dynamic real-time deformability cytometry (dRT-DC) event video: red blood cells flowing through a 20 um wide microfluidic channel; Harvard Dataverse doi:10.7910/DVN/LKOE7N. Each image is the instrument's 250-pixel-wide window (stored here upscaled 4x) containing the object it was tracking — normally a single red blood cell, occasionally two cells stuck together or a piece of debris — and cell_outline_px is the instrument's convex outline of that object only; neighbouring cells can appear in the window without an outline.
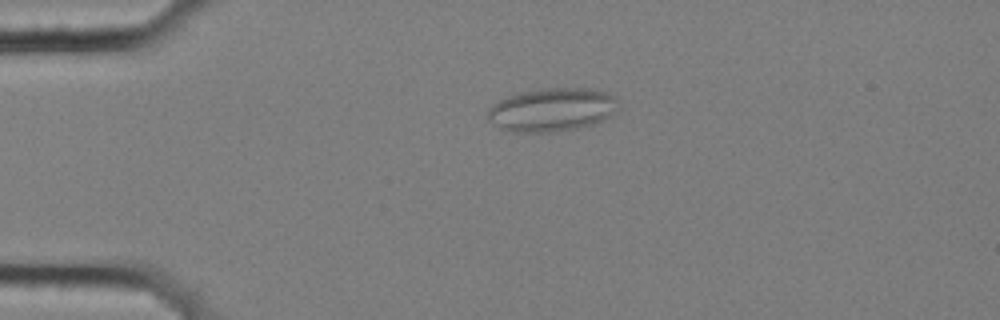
{"species": "common noctule bat (a hibernating species)", "species_latin": "Nyctalus noctula", "temperature_condition": "cold", "stored_images_in_passage": 56, "camera_frame_rate_fps": 3000, "um_per_image_px": 0.085, "animal": {"sex": "female", "body_mass_g": 25.1}, "frame": {"image": 1, "passage_image": 13, "time_ms": 4.0, "image_size_px": [1000, 320], "cell_outline_px": [[620, 108], [616, 112], [604, 120], [592, 124], [576, 128], [552, 132], [512, 132], [500, 128], [488, 120], [488, 108], [492, 104], [508, 96], [520, 92], [548, 88], [596, 88], [608, 92], [616, 96]], "centroid_in_image_um": [46.97, 9.31], "position_along_channel_um": 38.0, "area_um2": 33.41}}
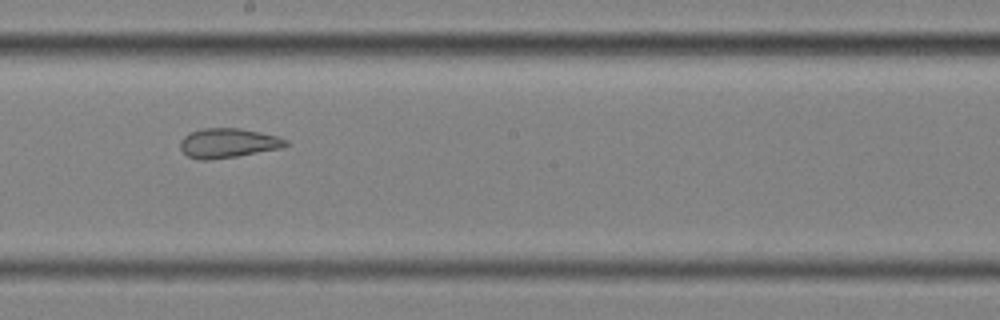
{"frame": {"image": 2, "passage_image": 32, "time_ms": 10.333, "image_size_px": [1000, 320], "cell_outline_px": [[288, 144], [280, 148], [236, 156], [208, 160], [200, 160], [188, 156], [180, 148], [180, 140], [184, 136], [192, 132], [204, 128], [240, 128], [260, 132], [276, 136], [288, 140]], "centroid_in_image_um": [19.36, 12.15], "position_along_channel_um": 228.8, "area_um2": 17.92}}
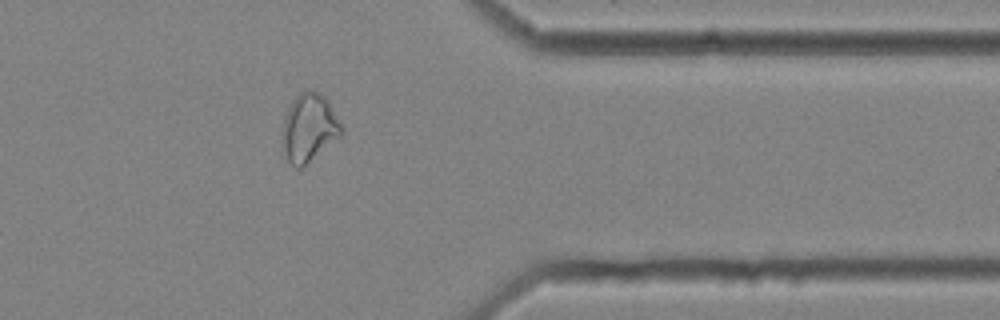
{"frame": {"image": 3, "passage_image": 46, "time_ms": 15.0, "image_size_px": [1000, 320], "cell_outline_px": [[344, 132], [340, 136], [304, 168], [296, 168], [284, 156], [280, 140], [284, 116], [292, 100], [304, 88], [312, 88], [324, 96], [328, 100], [344, 128]], "centroid_in_image_um": [26.25, 10.86], "position_along_channel_um": 385.2, "area_um2": 24.28}, "authors_computed_cell_mechanics": {"area_um2": 24.4783, "velocity_mm_per_s": 3.5712, "shape_relaxation_time_tau1_ms": null, "shape_relaxation_time_tau2_ms": 1.9703, "deformation_change_tau1": null, "deformation_change_tau2": 0.0932}}